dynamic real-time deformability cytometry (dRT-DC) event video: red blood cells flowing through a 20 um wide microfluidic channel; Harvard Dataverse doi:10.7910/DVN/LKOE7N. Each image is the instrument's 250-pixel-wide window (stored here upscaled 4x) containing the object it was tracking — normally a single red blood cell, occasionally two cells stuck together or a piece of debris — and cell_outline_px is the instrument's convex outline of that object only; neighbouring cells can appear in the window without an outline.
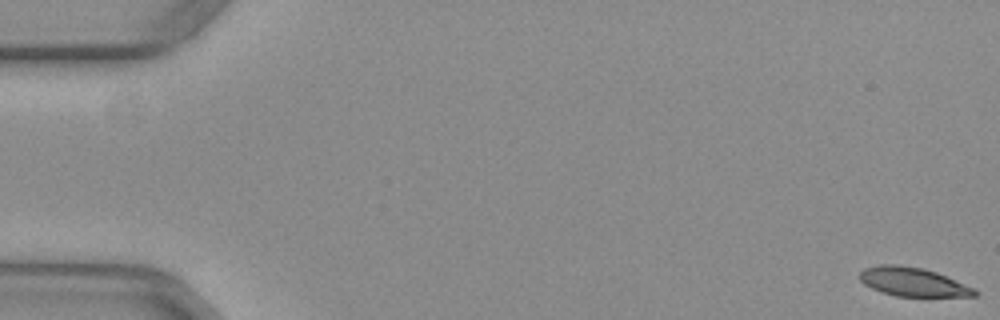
{"species": "common noctule bat (a hibernating species)", "species_latin": "Nyctalus noctula", "temperature_condition": "warm", "stored_images_in_passage": 53, "camera_frame_rate_fps": 3000, "um_per_image_px": 0.085, "animal": {"sex": "female", "body_mass_g": 29.2, "forearm_length_mm": 56.3}, "frame": {"image": 1, "passage_image": 1, "time_ms": 0.0, "image_size_px": [1000, 320], "cell_outline_px": [[980, 292], [976, 296], [896, 296], [880, 292], [864, 284], [860, 280], [860, 272], [864, 268], [880, 264], [896, 264], [924, 268], [936, 272], [976, 288]], "centroid_in_image_um": [77.62, 23.96], "position_along_channel_um": 7.4, "area_um2": 19.42}}
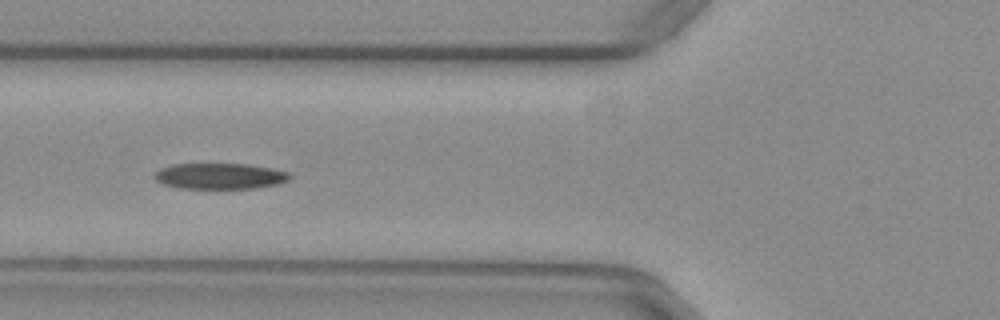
{"frame": {"image": 2, "passage_image": 21, "time_ms": 6.667, "image_size_px": [1000, 320], "cell_outline_px": [[292, 176], [288, 180], [276, 184], [256, 188], [180, 188], [164, 184], [156, 180], [156, 172], [160, 168], [172, 164], [248, 164], [272, 168], [288, 172]], "centroid_in_image_um": [18.71, 14.96], "position_along_channel_um": 107.1, "area_um2": 20.23}}
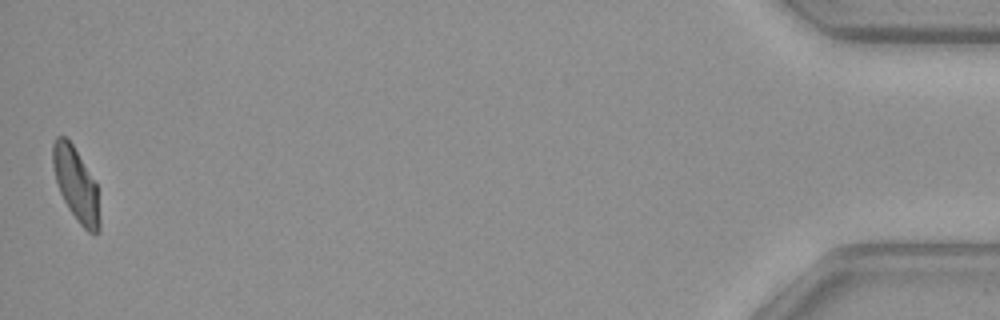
{"frame": {"image": 3, "passage_image": 53, "time_ms": 17.333, "image_size_px": [1000, 320], "cell_outline_px": [[100, 232], [88, 232], [76, 220], [68, 208], [60, 192], [56, 180], [52, 164], [52, 144], [56, 136], [64, 136], [72, 144], [96, 184], [100, 220]], "centroid_in_image_um": [6.45, 15.69], "position_along_channel_um": 428.8, "area_um2": 19.71}, "authors_computed_cell_mechanics": {"area_um2": 20.9236, "velocity_mm_per_s": 3.9333, "shape_relaxation_time_tau1_ms": 9.0297, "shape_relaxation_time_tau2_ms": 2.1587, "deformation_change_tau1": 0.2116, "deformation_change_tau2": 0.0828}}